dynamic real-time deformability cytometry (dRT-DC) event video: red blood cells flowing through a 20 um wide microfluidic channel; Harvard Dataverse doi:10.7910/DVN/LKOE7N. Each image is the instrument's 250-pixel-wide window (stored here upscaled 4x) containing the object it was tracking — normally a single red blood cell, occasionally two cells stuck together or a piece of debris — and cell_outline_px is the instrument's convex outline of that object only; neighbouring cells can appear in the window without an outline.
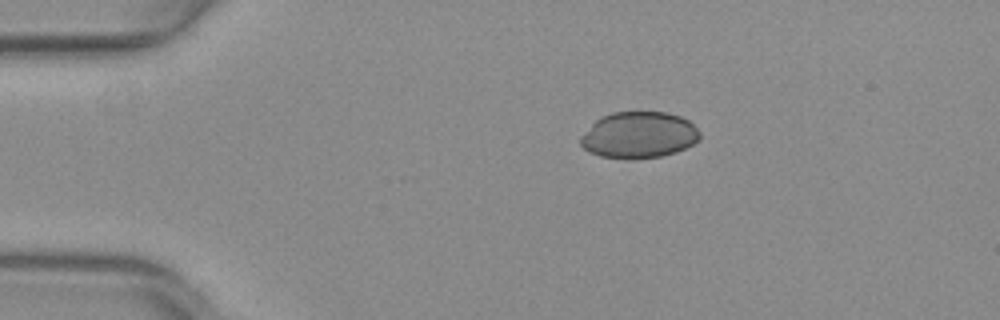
{"species": "common noctule bat (a hibernating species)", "species_latin": "Nyctalus noctula", "temperature_condition": "warm", "stored_images_in_passage": 3, "camera_frame_rate_fps": 3000, "um_per_image_px": 0.085, "animal": {"sex": "female", "body_mass_g": 29.2, "forearm_length_mm": 56.3}, "frame": {"image": 1, "passage_image": 1, "time_ms": 0.0, "image_size_px": [1000, 320], "cell_outline_px": [[700, 140], [676, 152], [660, 156], [600, 156], [588, 152], [580, 144], [580, 136], [600, 116], [612, 112], [668, 112], [680, 116], [688, 120], [700, 132]], "centroid_in_image_um": [54.3, 11.43], "position_along_channel_um": 30.7, "area_um2": 31.62}}